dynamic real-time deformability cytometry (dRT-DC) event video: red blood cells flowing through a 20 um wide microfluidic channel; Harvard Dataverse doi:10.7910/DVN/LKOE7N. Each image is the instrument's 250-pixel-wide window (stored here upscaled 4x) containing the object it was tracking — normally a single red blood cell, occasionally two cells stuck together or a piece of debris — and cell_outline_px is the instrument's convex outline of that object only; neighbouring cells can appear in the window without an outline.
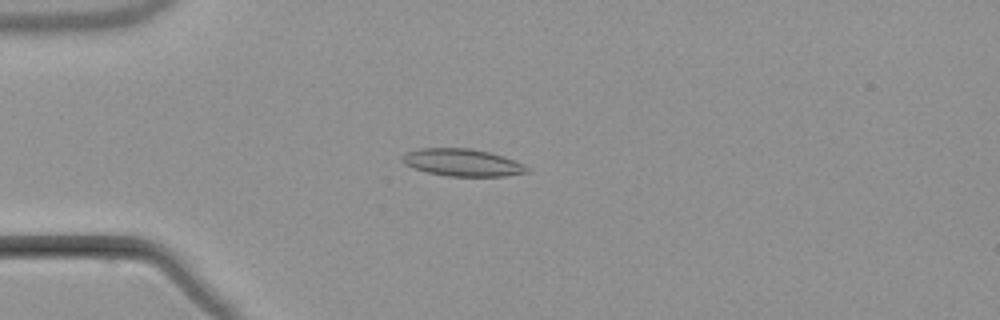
{"species": "common noctule bat (a hibernating species)", "species_latin": "Nyctalus noctula", "temperature_condition": "warm", "stored_images_in_passage": 6, "camera_frame_rate_fps": 3000, "um_per_image_px": 0.085, "animal": {"sex": "male", "body_mass_g": 21.5, "forearm_length_mm": 52.0}, "frame": {"image": 1, "passage_image": 5, "time_ms": 4.667, "image_size_px": [1000, 320], "cell_outline_px": [[528, 172], [504, 176], [448, 176], [428, 172], [412, 168], [404, 164], [400, 160], [400, 156], [404, 152], [420, 148], [472, 148], [504, 156], [524, 164], [528, 168]], "centroid_in_image_um": [39.24, 13.8], "position_along_channel_um": 45.8, "area_um2": 20.0}}